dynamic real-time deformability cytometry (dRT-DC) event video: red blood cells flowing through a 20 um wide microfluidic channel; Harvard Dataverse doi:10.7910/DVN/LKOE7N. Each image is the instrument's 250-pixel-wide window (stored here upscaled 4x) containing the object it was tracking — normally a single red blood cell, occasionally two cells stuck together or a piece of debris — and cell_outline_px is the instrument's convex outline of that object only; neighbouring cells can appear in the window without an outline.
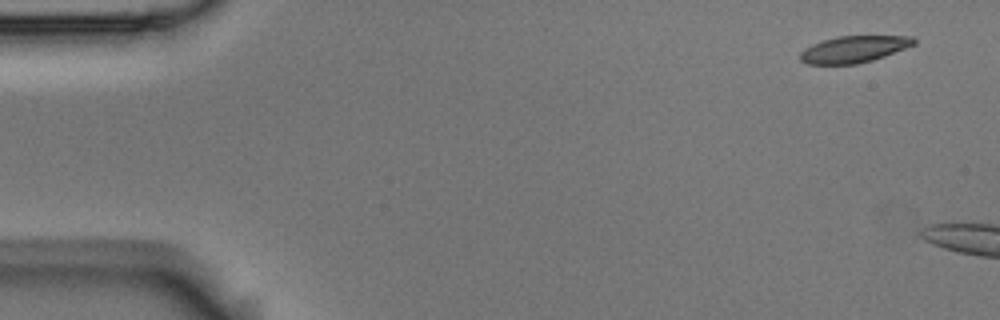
{"species": "Egyptian fruit bat (a non-hibernating species)", "species_latin": "Rousettus aegyptiacus", "temperature_condition": "room temperature", "stored_images_in_passage": 3, "camera_frame_rate_fps": 3000, "um_per_image_px": 0.085, "animal": {"sex": "male"}, "frame": {"image": 1, "passage_image": 1, "time_ms": 0.0, "image_size_px": [1000, 320], "cell_outline_px": [[916, 44], [884, 56], [872, 60], [856, 64], [808, 64], [800, 60], [800, 52], [804, 48], [812, 44], [836, 36], [916, 36]], "centroid_in_image_um": [72.59, 4.18], "position_along_channel_um": 12.4, "area_um2": 17.69}}